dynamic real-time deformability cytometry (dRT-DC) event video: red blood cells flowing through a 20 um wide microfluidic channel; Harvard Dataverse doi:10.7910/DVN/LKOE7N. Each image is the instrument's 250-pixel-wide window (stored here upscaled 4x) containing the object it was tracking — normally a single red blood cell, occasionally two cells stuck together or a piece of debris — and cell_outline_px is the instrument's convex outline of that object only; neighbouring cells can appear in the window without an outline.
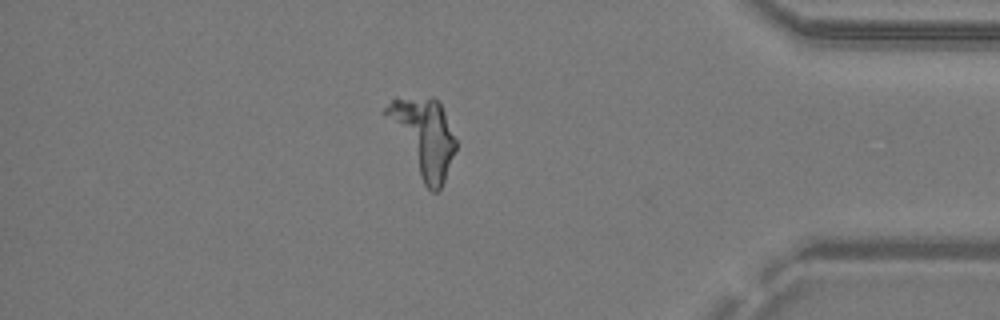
{"species": "common noctule bat (a hibernating species)", "species_latin": "Nyctalus noctula", "temperature_condition": "warm", "stored_images_in_passage": 35, "camera_frame_rate_fps": 3000, "um_per_image_px": 0.085, "animal": {"sex": "male", "body_mass_g": 19.2, "forearm_length_mm": 51.8}, "frame": {"image": 1, "passage_image": 30, "time_ms": 9.667, "image_size_px": [1000, 320], "cell_outline_px": [[456, 148], [444, 180], [440, 188], [436, 192], [432, 192], [424, 184], [384, 112], [384, 108], [396, 96], [432, 96], [440, 104], [444, 112], [456, 140]], "centroid_in_image_um": [36.02, 11.57], "position_along_channel_um": 399.2, "area_um2": 30.58}}